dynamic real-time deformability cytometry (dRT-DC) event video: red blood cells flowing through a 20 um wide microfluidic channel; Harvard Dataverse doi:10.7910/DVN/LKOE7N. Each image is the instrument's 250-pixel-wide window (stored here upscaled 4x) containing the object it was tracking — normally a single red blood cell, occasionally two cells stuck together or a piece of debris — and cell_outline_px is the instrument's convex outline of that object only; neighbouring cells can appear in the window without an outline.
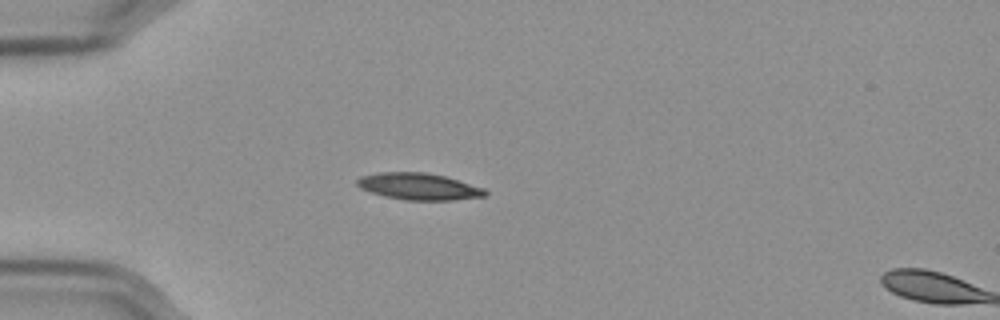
{"species": "Egyptian fruit bat (a non-hibernating species)", "species_latin": "Rousettus aegyptiacus", "temperature_condition": "cold", "stored_images_in_passage": 2, "camera_frame_rate_fps": 3000, "um_per_image_px": 0.085, "frame": {"image": 1, "passage_image": 1, "time_ms": 0.0, "image_size_px": [1000, 320], "cell_outline_px": [[488, 192], [484, 196], [452, 200], [404, 200], [384, 196], [360, 188], [356, 184], [356, 180], [360, 176], [380, 172], [424, 172], [444, 176], [484, 188]], "centroid_in_image_um": [35.56, 15.85], "position_along_channel_um": 49.4, "area_um2": 19.83}}